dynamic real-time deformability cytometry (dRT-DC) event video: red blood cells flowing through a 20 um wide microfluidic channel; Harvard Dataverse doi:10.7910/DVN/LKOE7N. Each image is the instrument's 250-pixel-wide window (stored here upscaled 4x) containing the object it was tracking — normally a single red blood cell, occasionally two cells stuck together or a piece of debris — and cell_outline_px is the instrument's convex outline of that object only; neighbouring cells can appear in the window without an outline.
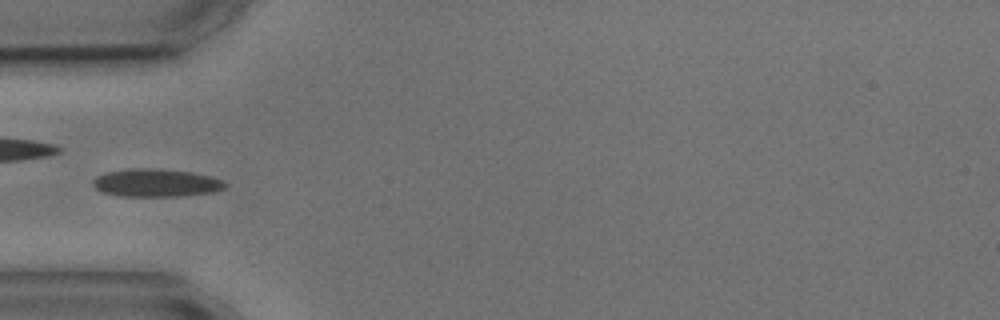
{"species": "common noctule bat (a hibernating species)", "species_latin": "Nyctalus noctula", "temperature_condition": "cold", "stored_images_in_passage": 3, "camera_frame_rate_fps": 3000, "um_per_image_px": 0.085, "animal": {"sex": "male", "body_mass_g": 17.9, "forearm_length_mm": 54.2}, "frame": {"image": 1, "passage_image": 1, "time_ms": 0.0, "image_size_px": [1000, 320], "cell_outline_px": [[228, 184], [224, 188], [216, 192], [180, 196], [120, 196], [100, 192], [92, 184], [92, 180], [96, 176], [104, 172], [132, 168], [148, 168], [192, 172], [208, 176], [220, 180]], "centroid_in_image_um": [13.22, 15.55], "position_along_channel_um": 71.8, "area_um2": 21.56}}